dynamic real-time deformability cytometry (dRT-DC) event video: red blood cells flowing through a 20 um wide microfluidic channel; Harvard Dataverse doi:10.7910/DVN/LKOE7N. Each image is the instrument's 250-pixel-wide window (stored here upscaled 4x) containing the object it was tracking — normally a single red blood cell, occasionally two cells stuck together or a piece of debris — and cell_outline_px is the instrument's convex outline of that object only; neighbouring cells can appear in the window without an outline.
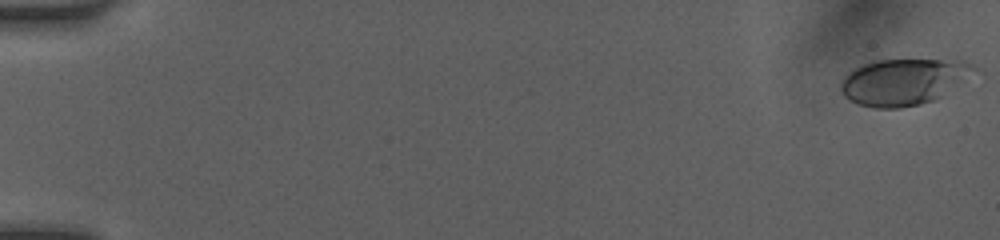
{"species": "human", "species_latin": "Homo sapiens", "temperature_condition": "room temperature", "stored_images_in_passage": 2, "camera_frame_rate_fps": 3000, "um_per_image_px": 0.085, "donor": {"sex": "female"}, "frame": {"image": 1, "passage_image": 1, "time_ms": 0.0, "image_size_px": [1000, 240], "cell_outline_px": [[976, 68], [936, 100], [920, 104], [900, 108], [876, 108], [860, 104], [848, 100], [844, 96], [840, 88], [840, 84], [844, 76], [848, 72], [864, 64], [876, 60], [960, 60], [972, 64]], "centroid_in_image_um": [76.71, 6.96], "position_along_channel_um": 8.3, "area_um2": 35.32}}